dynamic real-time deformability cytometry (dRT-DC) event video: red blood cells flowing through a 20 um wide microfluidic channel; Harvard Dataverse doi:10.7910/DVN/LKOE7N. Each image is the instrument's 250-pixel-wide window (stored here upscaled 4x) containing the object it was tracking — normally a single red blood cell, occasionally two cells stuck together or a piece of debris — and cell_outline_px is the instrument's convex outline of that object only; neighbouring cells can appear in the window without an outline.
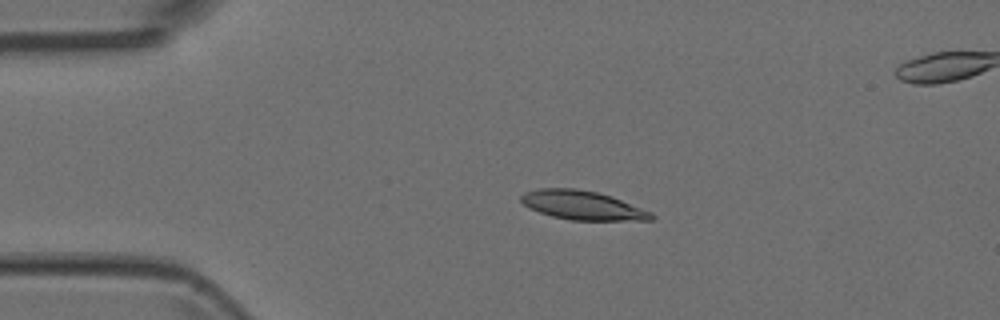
{"species": "Egyptian fruit bat (a non-hibernating species)", "species_latin": "Rousettus aegyptiacus", "temperature_condition": "room temperature", "stored_images_in_passage": 5, "camera_frame_rate_fps": 3000, "um_per_image_px": 0.085, "animal": {"sex": "female"}, "frame": {"image": 1, "passage_image": 3, "time_ms": 0.667, "image_size_px": [1000, 320], "cell_outline_px": [[656, 216], [652, 220], [572, 220], [552, 216], [528, 208], [520, 200], [520, 196], [524, 192], [540, 188], [576, 188], [596, 192], [612, 196], [652, 212]], "centroid_in_image_um": [49.51, 17.44], "position_along_channel_um": 35.5, "area_um2": 22.02}}